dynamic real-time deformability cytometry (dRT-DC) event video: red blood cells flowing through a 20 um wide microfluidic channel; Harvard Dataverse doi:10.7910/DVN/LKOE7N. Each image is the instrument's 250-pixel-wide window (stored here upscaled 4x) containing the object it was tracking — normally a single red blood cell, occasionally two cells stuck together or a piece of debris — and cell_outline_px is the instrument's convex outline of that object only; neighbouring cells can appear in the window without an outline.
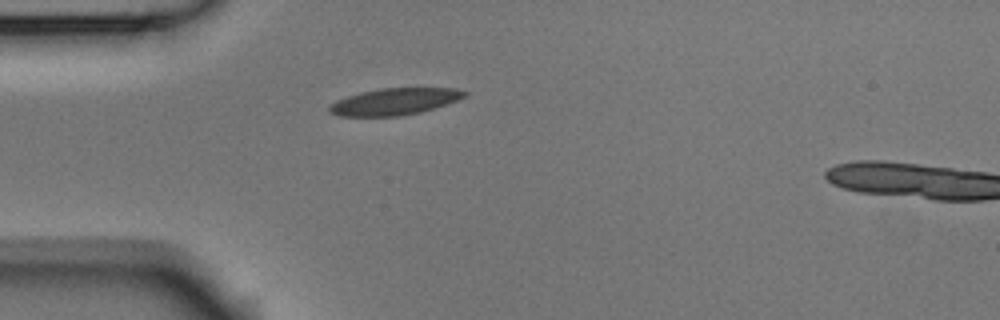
{"species": "Egyptian fruit bat (a non-hibernating species)", "species_latin": "Rousettus aegyptiacus", "temperature_condition": "room temperature", "stored_images_in_passage": 3, "camera_frame_rate_fps": 3000, "um_per_image_px": 0.085, "animal": {"sex": "male"}, "frame": {"image": 1, "passage_image": 1, "time_ms": 0.0, "image_size_px": [1000, 320], "cell_outline_px": [[468, 92], [464, 96], [456, 100], [420, 112], [396, 116], [340, 116], [328, 112], [328, 104], [336, 100], [360, 92], [380, 88], [456, 88]], "centroid_in_image_um": [33.46, 8.63], "position_along_channel_um": 51.5, "area_um2": 20.87}}